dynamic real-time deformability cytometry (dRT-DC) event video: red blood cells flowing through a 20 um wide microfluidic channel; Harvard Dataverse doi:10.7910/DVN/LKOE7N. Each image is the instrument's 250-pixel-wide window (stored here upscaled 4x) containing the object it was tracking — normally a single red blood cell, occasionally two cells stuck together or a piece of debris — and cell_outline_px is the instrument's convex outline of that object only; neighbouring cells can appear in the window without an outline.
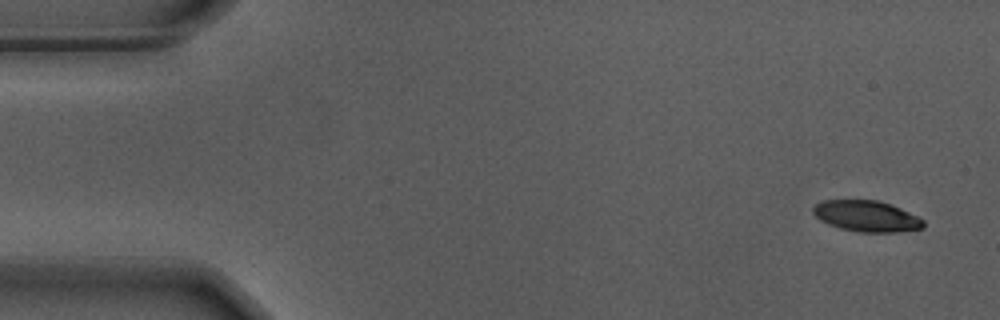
{"species": "Egyptian fruit bat (a non-hibernating species)", "species_latin": "Rousettus aegyptiacus", "temperature_condition": "warm", "stored_images_in_passage": 19, "camera_frame_rate_fps": 3000, "um_per_image_px": 0.085, "animal": {"sex": "male"}, "frame": {"image": 1, "passage_image": 1, "time_ms": 0.0, "image_size_px": [1000, 320], "cell_outline_px": [[924, 228], [896, 232], [860, 232], [840, 228], [828, 224], [820, 220], [812, 212], [812, 208], [816, 204], [824, 200], [876, 200], [900, 208], [924, 220]], "centroid_in_image_um": [73.64, 18.38], "position_along_channel_um": 11.4, "area_um2": 19.77}}
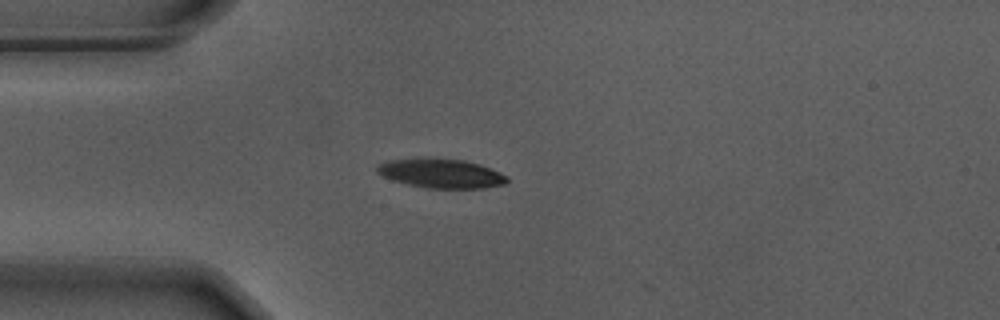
{"frame": {"image": 2, "passage_image": 13, "time_ms": 4.0, "image_size_px": [1000, 320], "cell_outline_px": [[508, 180], [504, 184], [484, 188], [428, 188], [408, 184], [392, 180], [376, 172], [376, 168], [380, 164], [392, 160], [416, 156], [432, 156], [464, 160], [480, 164], [508, 176]], "centroid_in_image_um": [37.48, 14.7], "position_along_channel_um": 47.5, "area_um2": 22.54}}
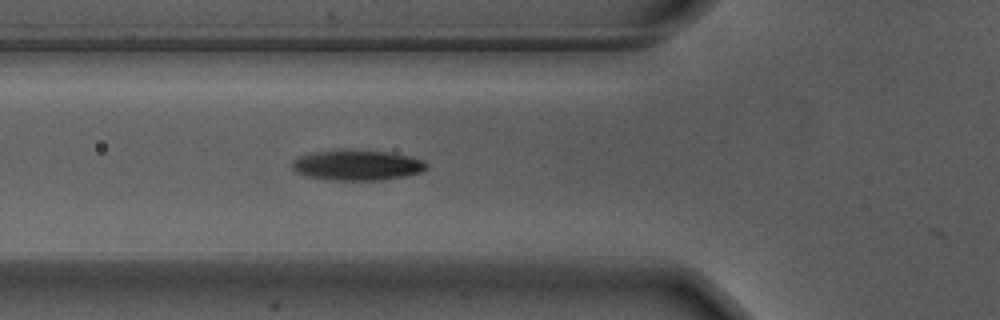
{"frame": {"image": 3, "passage_image": 18, "time_ms": 5.667, "image_size_px": [1000, 320], "cell_outline_px": [[428, 168], [420, 172], [404, 176], [380, 180], [328, 180], [308, 176], [296, 172], [292, 168], [292, 160], [296, 156], [336, 148], [356, 148], [392, 152], [412, 156], [424, 160], [428, 164]], "centroid_in_image_um": [30.35, 14.0], "position_along_channel_um": 95.4, "area_um2": 24.62}}